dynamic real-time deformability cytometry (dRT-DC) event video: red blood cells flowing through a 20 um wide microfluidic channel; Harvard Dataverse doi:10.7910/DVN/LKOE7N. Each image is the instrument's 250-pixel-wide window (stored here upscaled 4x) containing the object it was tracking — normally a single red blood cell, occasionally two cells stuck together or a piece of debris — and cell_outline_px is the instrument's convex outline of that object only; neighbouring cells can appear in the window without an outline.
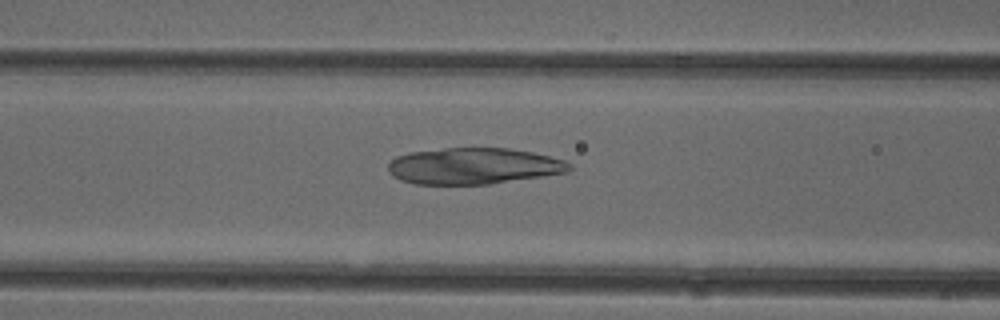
{"species": "common noctule bat (a hibernating species)", "species_latin": "Nyctalus noctula", "temperature_condition": "cold", "stored_images_in_passage": 50, "camera_frame_rate_fps": 3000, "um_per_image_px": 0.085, "animal": {"sex": "female"}, "frame": {"image": 1, "passage_image": 20, "time_ms": 6.333, "image_size_px": [1000, 320], "cell_outline_px": [[572, 168], [568, 172], [488, 184], [416, 184], [400, 180], [392, 176], [388, 172], [388, 164], [396, 156], [408, 152], [444, 148], [508, 148], [532, 152], [564, 160], [572, 164]], "centroid_in_image_um": [40.22, 14.11], "position_along_channel_um": 126.4, "area_um2": 38.38}}
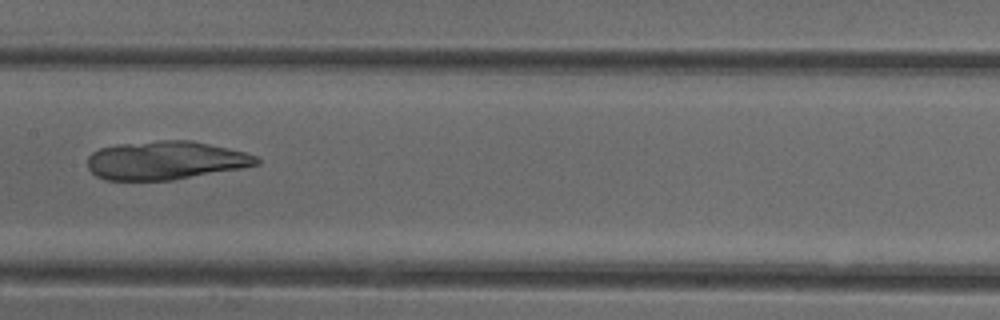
{"frame": {"image": 2, "passage_image": 25, "time_ms": 8.0, "image_size_px": [1000, 320], "cell_outline_px": [[260, 164], [240, 168], [172, 180], [104, 180], [96, 176], [88, 168], [88, 156], [92, 152], [100, 148], [116, 144], [160, 140], [192, 140], [228, 148], [244, 152], [256, 156], [260, 160]], "centroid_in_image_um": [14.04, 13.63], "position_along_channel_um": 193.4, "area_um2": 37.92}}
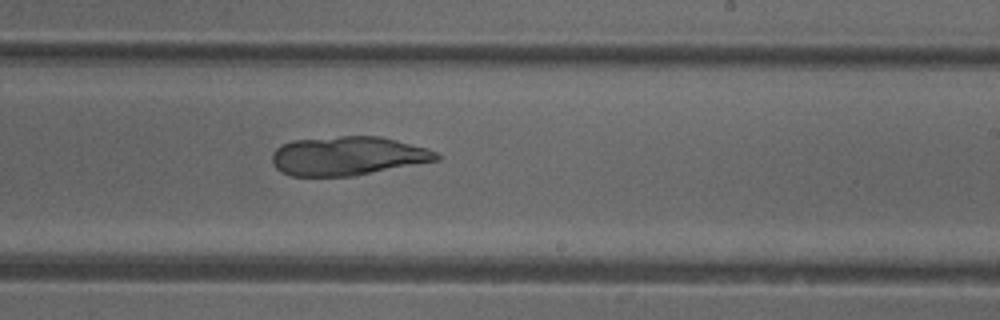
{"frame": {"image": 3, "passage_image": 30, "time_ms": 9.667, "image_size_px": [1000, 320], "cell_outline_px": [[440, 160], [352, 176], [292, 176], [280, 172], [272, 164], [272, 152], [280, 144], [292, 140], [340, 136], [380, 136], [428, 148], [436, 152], [440, 156]], "centroid_in_image_um": [29.53, 13.25], "position_along_channel_um": 259.5, "area_um2": 37.51}}